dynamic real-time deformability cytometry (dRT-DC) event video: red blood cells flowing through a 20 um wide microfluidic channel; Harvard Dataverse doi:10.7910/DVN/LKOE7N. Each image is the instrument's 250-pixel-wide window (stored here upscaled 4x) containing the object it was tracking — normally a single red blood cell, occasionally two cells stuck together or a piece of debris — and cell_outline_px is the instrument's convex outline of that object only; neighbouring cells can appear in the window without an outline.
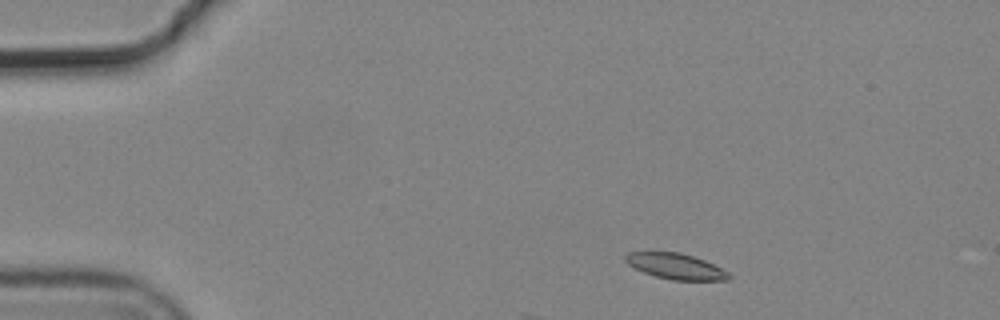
{"species": "common noctule bat (a hibernating species)", "species_latin": "Nyctalus noctula", "temperature_condition": "cold", "stored_images_in_passage": 4, "camera_frame_rate_fps": 3000, "um_per_image_px": 0.085, "animal": {"sex": "male", "body_mass_g": 19.2, "forearm_length_mm": 51.8}, "frame": {"image": 1, "passage_image": 1, "time_ms": 0.0, "image_size_px": [1000, 320], "cell_outline_px": [[732, 276], [728, 280], [672, 280], [656, 276], [644, 272], [628, 264], [624, 260], [624, 256], [628, 252], [680, 252], [704, 260], [728, 272]], "centroid_in_image_um": [57.43, 22.63], "position_along_channel_um": 27.6, "area_um2": 15.32}}
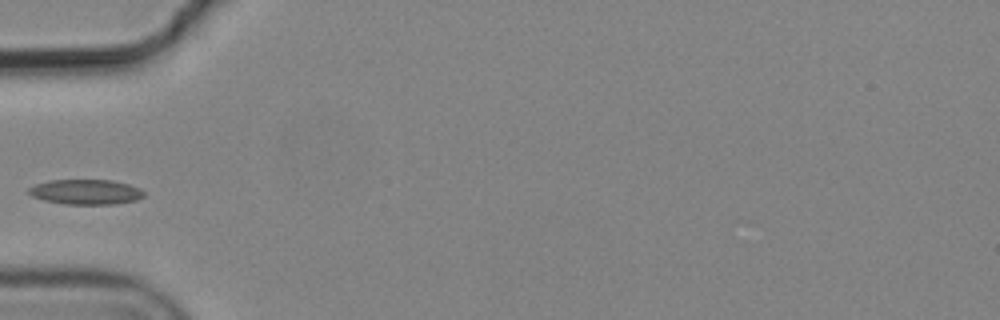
{"frame": {"image": 2, "passage_image": 3, "time_ms": 0.667, "image_size_px": [1000, 320], "cell_outline_px": [[144, 196], [136, 200], [116, 204], [64, 204], [44, 200], [32, 196], [28, 192], [28, 188], [36, 184], [48, 180], [112, 180], [128, 184], [140, 188], [144, 192]], "centroid_in_image_um": [7.3, 16.31], "position_along_channel_um": 77.7, "area_um2": 16.82}}
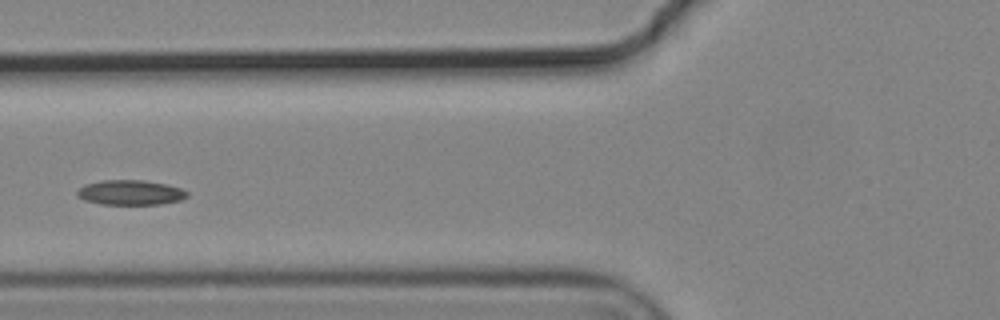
{"frame": {"image": 3, "passage_image": 4, "time_ms": 1.0, "image_size_px": [1000, 320], "cell_outline_px": [[188, 196], [180, 200], [160, 204], [100, 204], [84, 200], [76, 196], [76, 192], [84, 184], [100, 180], [144, 180], [168, 184], [180, 188], [188, 192]], "centroid_in_image_um": [11.06, 16.36], "position_along_channel_um": 114.7, "area_um2": 16.07}}